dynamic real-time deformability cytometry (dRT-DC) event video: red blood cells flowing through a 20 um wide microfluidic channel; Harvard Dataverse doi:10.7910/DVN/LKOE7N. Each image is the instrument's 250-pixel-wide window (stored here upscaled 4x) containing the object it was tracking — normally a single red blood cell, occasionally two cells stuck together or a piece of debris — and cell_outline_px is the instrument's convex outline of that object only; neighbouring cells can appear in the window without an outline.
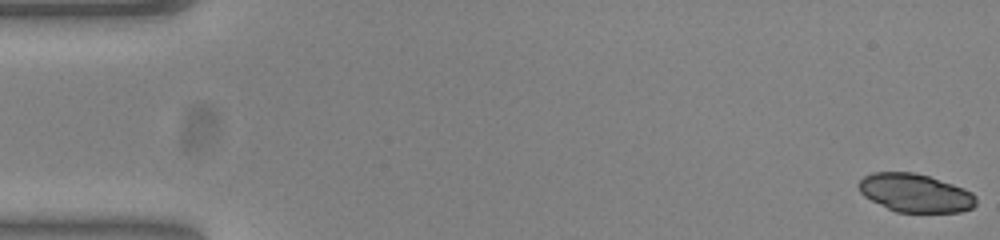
{"species": "common noctule bat (a hibernating species)", "species_latin": "Nyctalus noctula", "temperature_condition": "warm", "stored_images_in_passage": 53, "camera_frame_rate_fps": 3000, "um_per_image_px": 0.085, "animal": {"sex": "female", "body_mass_g": 23.0, "forearm_length_mm": 53.4}, "frame": {"image": 1, "passage_image": 1, "time_ms": 0.0, "image_size_px": [1000, 240], "cell_outline_px": [[976, 204], [972, 208], [960, 212], [896, 212], [864, 196], [860, 192], [856, 184], [864, 176], [872, 172], [912, 172], [928, 176], [964, 188], [972, 192], [976, 196]], "centroid_in_image_um": [77.79, 16.4], "position_along_channel_um": 7.2, "area_um2": 26.18}}
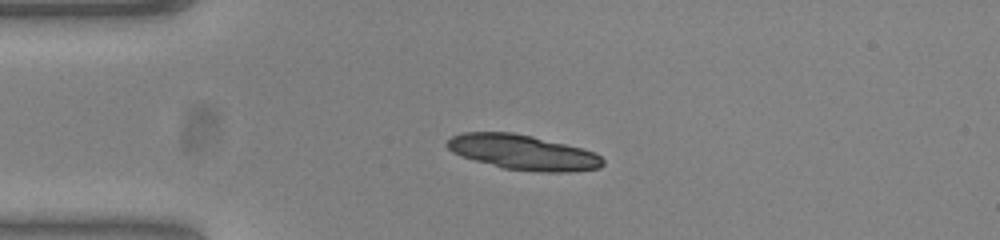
{"frame": {"image": 2, "passage_image": 13, "time_ms": 4.0, "image_size_px": [1000, 240], "cell_outline_px": [[604, 164], [600, 168], [572, 172], [540, 172], [504, 168], [460, 156], [452, 152], [444, 144], [452, 136], [464, 132], [512, 132], [532, 136], [596, 152], [604, 160]], "centroid_in_image_um": [44.45, 12.95], "position_along_channel_um": 40.5, "area_um2": 31.67}}